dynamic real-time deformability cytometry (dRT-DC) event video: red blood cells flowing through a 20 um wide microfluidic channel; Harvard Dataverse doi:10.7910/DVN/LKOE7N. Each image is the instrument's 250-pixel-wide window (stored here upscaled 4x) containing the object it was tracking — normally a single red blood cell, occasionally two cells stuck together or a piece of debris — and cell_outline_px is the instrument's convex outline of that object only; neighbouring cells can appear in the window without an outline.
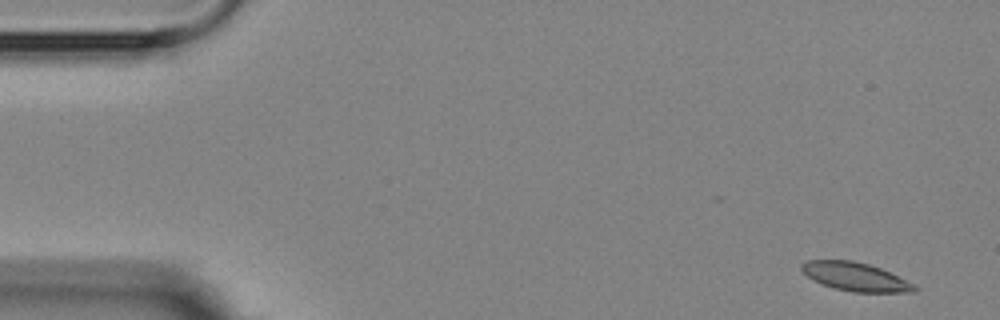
{"species": "Egyptian fruit bat (a non-hibernating species)", "species_latin": "Rousettus aegyptiacus", "temperature_condition": "room temperature", "stored_images_in_passage": 3, "camera_frame_rate_fps": 3000, "um_per_image_px": 0.085, "animal": {"sex": "female"}, "frame": {"image": 1, "passage_image": 1, "time_ms": 0.0, "image_size_px": [1000, 320], "cell_outline_px": [[920, 288], [916, 292], [852, 292], [836, 288], [812, 280], [800, 268], [800, 264], [808, 260], [852, 260], [868, 264], [880, 268], [916, 284]], "centroid_in_image_um": [72.75, 23.52], "position_along_channel_um": 12.2, "area_um2": 18.73}}